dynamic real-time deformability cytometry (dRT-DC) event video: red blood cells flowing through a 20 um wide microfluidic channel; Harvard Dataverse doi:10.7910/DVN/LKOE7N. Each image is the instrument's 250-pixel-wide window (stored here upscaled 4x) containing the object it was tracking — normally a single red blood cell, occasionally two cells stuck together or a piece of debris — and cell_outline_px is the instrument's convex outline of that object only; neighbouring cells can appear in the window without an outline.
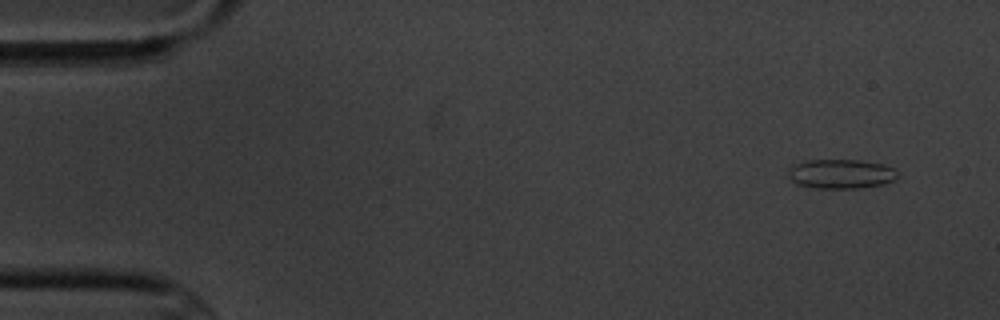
{"species": "common noctule bat (a hibernating species)", "species_latin": "Nyctalus noctula", "temperature_condition": "cold", "stored_images_in_passage": 5, "camera_frame_rate_fps": 3000, "um_per_image_px": 0.085, "animal": {"sex": "male", "body_mass_g": 20.1, "forearm_length_mm": 53.5}, "frame": {"image": 1, "passage_image": 1, "time_ms": 0.0, "image_size_px": [1000, 320], "cell_outline_px": [[900, 176], [884, 184], [860, 188], [816, 188], [796, 184], [788, 176], [788, 172], [796, 164], [808, 160], [860, 160], [880, 164], [892, 168]], "centroid_in_image_um": [71.49, 14.79], "position_along_channel_um": 13.5, "area_um2": 18.5}}